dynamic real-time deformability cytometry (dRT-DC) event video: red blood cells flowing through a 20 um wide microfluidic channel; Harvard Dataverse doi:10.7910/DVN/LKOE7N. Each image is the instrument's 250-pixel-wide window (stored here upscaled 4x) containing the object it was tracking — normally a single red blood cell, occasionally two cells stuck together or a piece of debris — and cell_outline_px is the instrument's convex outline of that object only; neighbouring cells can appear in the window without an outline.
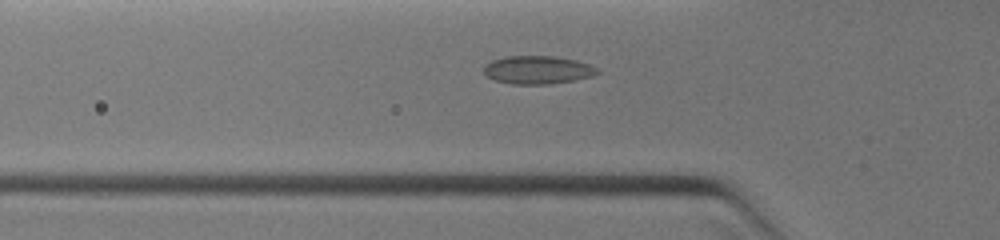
{"species": "common noctule bat (a hibernating species)", "species_latin": "Nyctalus noctula", "temperature_condition": "warm", "stored_images_in_passage": 8, "camera_frame_rate_fps": 3000, "um_per_image_px": 0.085, "animal": {"sex": "female", "body_mass_g": 19.0, "forearm_length_mm": 51.5}, "frame": {"image": 1, "passage_image": 3, "time_ms": 0.333, "image_size_px": [1000, 240], "cell_outline_px": [[600, 72], [592, 76], [572, 80], [548, 84], [512, 84], [496, 80], [488, 76], [484, 72], [484, 64], [492, 60], [508, 56], [556, 56], [576, 60], [588, 64], [596, 68]], "centroid_in_image_um": [45.69, 5.93], "position_along_channel_um": 80.1, "area_um2": 18.44}}
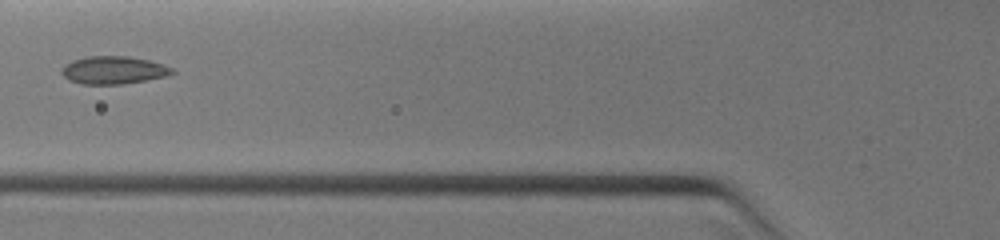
{"frame": {"image": 2, "passage_image": 7, "time_ms": 1.0, "image_size_px": [1000, 240], "cell_outline_px": [[176, 72], [168, 76], [124, 84], [80, 84], [68, 80], [60, 72], [60, 68], [64, 64], [72, 60], [88, 56], [128, 56], [148, 60], [164, 64], [172, 68]], "centroid_in_image_um": [9.63, 5.96], "position_along_channel_um": 116.2, "area_um2": 18.15}}